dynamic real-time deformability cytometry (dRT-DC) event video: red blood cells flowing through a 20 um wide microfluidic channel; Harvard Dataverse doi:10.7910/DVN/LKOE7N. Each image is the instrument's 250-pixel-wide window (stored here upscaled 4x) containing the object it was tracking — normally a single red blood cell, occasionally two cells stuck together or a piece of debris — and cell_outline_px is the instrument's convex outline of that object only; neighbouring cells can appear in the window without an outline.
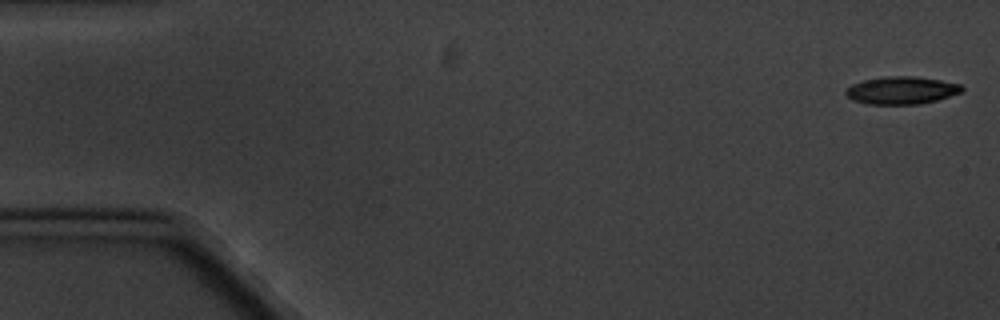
{"species": "common noctule bat (a hibernating species)", "species_latin": "Nyctalus noctula", "temperature_condition": "cold", "stored_images_in_passage": 8, "camera_frame_rate_fps": 3000, "um_per_image_px": 0.085, "animal": {"sex": "male", "body_mass_g": 20.1, "forearm_length_mm": 53.5}, "frame": {"image": 1, "passage_image": 1, "time_ms": 0.0, "image_size_px": [1000, 320], "cell_outline_px": [[964, 88], [960, 92], [936, 100], [920, 104], [868, 104], [852, 100], [844, 92], [852, 84], [864, 80], [884, 76], [916, 76], [940, 80], [960, 84]], "centroid_in_image_um": [76.61, 7.67], "position_along_channel_um": 8.4, "area_um2": 18.55}}
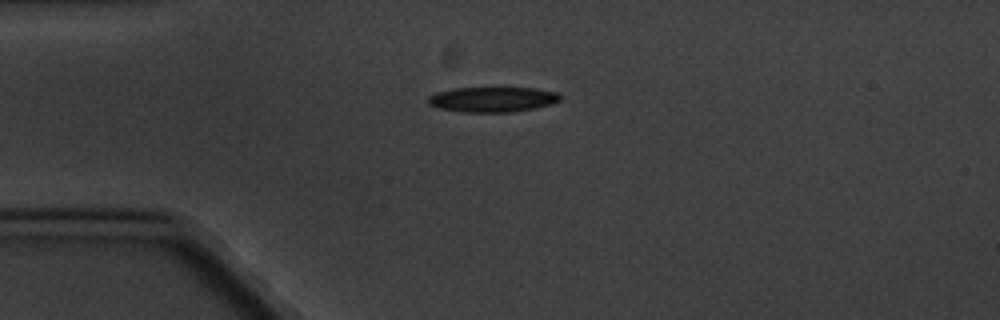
{"frame": {"image": 2, "passage_image": 4, "time_ms": 4.333, "image_size_px": [1000, 320], "cell_outline_px": [[560, 100], [552, 104], [536, 108], [512, 112], [464, 112], [440, 108], [428, 104], [428, 96], [436, 92], [456, 88], [536, 88], [556, 92], [560, 96]], "centroid_in_image_um": [41.87, 8.45], "position_along_channel_um": 43.1, "area_um2": 19.31}}